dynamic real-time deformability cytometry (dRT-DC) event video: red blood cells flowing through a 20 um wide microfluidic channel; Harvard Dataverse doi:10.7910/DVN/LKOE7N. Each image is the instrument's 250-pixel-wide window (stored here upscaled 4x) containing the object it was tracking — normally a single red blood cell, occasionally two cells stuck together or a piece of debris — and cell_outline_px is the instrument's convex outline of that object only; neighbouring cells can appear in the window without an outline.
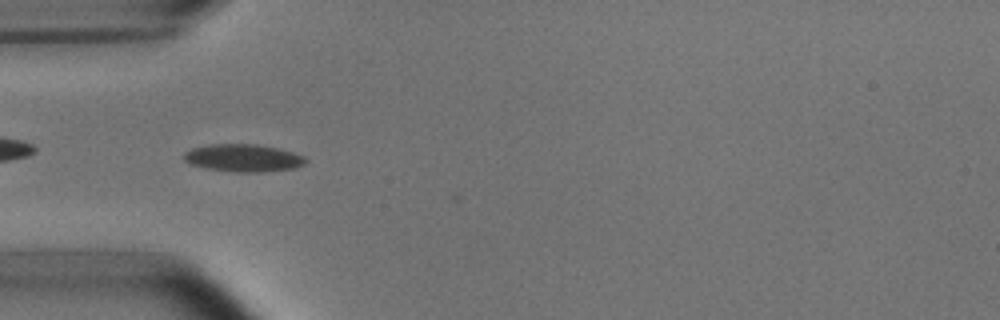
{"species": "common noctule bat (a hibernating species)", "species_latin": "Nyctalus noctula", "temperature_condition": "room temperature", "stored_images_in_passage": 4, "camera_frame_rate_fps": 3000, "um_per_image_px": 0.085, "animal": {"sex": "male", "body_mass_g": 15.6}, "frame": {"image": 1, "passage_image": 3, "time_ms": 0.667, "image_size_px": [1000, 320], "cell_outline_px": [[308, 160], [304, 164], [296, 168], [264, 172], [232, 172], [204, 168], [192, 164], [184, 160], [184, 152], [192, 148], [208, 144], [256, 144], [276, 148], [292, 152], [304, 156]], "centroid_in_image_um": [20.68, 13.43], "position_along_channel_um": 64.3, "area_um2": 19.65}}